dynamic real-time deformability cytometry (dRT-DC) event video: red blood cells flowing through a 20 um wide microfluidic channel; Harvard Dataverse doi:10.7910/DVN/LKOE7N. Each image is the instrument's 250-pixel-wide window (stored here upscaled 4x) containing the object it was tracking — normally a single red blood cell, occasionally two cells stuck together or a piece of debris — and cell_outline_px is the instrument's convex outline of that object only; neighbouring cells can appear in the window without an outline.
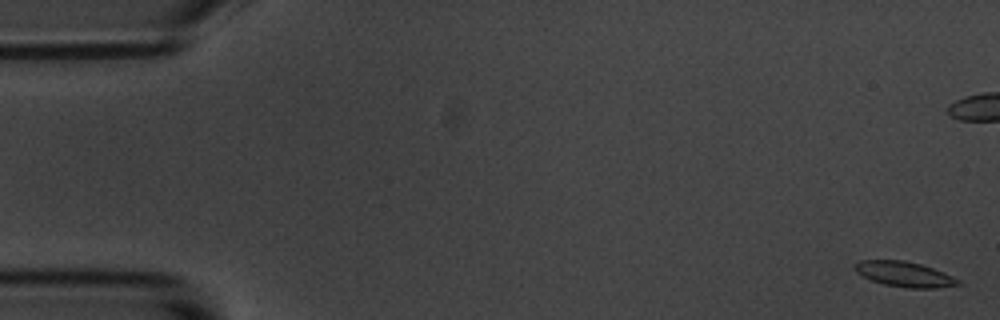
{"species": "common noctule bat (a hibernating species)", "species_latin": "Nyctalus noctula", "temperature_condition": "room temperature", "stored_images_in_passage": 6, "camera_frame_rate_fps": 3000, "um_per_image_px": 0.085, "animal": {"sex": "male", "body_mass_g": 20.1, "forearm_length_mm": 53.5}, "frame": {"image": 1, "passage_image": 1, "time_ms": 0.0, "image_size_px": [1000, 320], "cell_outline_px": [[964, 284], [936, 288], [908, 288], [884, 284], [872, 280], [856, 272], [852, 268], [860, 260], [904, 260], [920, 264], [944, 272], [960, 280]], "centroid_in_image_um": [76.9, 23.31], "position_along_channel_um": 8.1, "area_um2": 15.14}}